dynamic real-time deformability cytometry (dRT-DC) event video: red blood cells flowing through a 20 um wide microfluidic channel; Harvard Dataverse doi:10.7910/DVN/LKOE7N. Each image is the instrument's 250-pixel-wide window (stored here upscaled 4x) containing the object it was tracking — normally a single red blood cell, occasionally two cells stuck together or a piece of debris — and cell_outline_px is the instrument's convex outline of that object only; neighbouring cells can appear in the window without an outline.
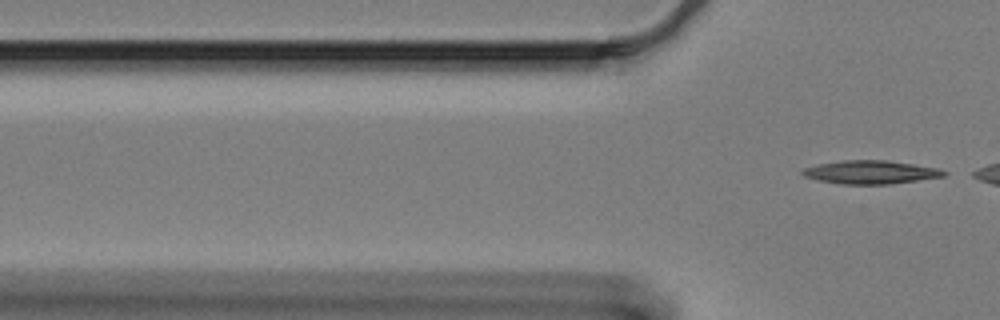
{"species": "Egyptian fruit bat (a non-hibernating species)", "species_latin": "Rousettus aegyptiacus", "temperature_condition": "cold", "stored_images_in_passage": 3, "camera_frame_rate_fps": 3000, "um_per_image_px": 0.085, "animal": {"sex": "female"}, "frame": {"image": 1, "passage_image": 3, "time_ms": 0.667, "image_size_px": [1000, 320], "cell_outline_px": [[948, 176], [888, 184], [840, 184], [820, 180], [804, 176], [800, 172], [804, 168], [820, 164], [840, 160], [888, 160], [940, 168], [948, 172]], "centroid_in_image_um": [74.07, 14.63], "position_along_channel_um": 51.7, "area_um2": 19.31}}